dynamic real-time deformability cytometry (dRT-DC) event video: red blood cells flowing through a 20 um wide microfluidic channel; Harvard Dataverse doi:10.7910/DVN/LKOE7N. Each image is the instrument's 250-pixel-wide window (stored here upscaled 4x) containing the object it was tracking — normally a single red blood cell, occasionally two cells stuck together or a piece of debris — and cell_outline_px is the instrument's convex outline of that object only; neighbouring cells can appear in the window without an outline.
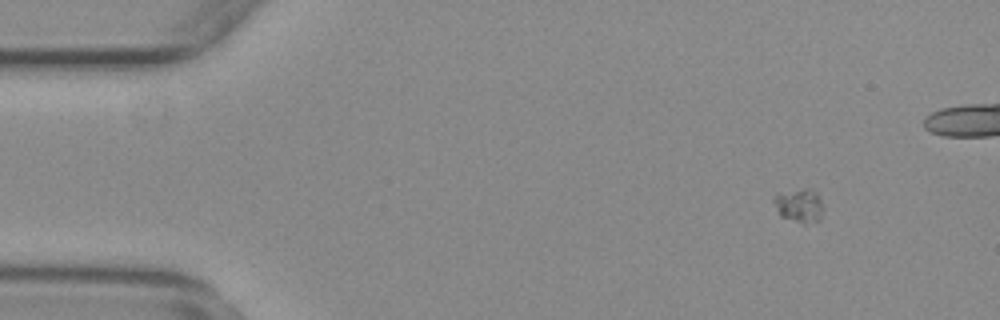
{"species": "common noctule bat (a hibernating species)", "species_latin": "Nyctalus noctula", "temperature_condition": "warm", "stored_images_in_passage": 57, "camera_frame_rate_fps": 3000, "um_per_image_px": 0.085, "animal": {"sex": "female", "body_mass_g": 29.2, "forearm_length_mm": 56.3}, "frame": {"image": 1, "passage_image": 7, "time_ms": 2.0, "image_size_px": [1000, 320], "cell_outline_px": [[824, 208], [820, 220], [804, 224], [780, 216], [772, 200], [772, 196], [776, 192], [804, 188], [812, 188], [816, 192]], "centroid_in_image_um": [67.91, 17.44], "position_along_channel_um": 17.1, "area_um2": 10.06}}